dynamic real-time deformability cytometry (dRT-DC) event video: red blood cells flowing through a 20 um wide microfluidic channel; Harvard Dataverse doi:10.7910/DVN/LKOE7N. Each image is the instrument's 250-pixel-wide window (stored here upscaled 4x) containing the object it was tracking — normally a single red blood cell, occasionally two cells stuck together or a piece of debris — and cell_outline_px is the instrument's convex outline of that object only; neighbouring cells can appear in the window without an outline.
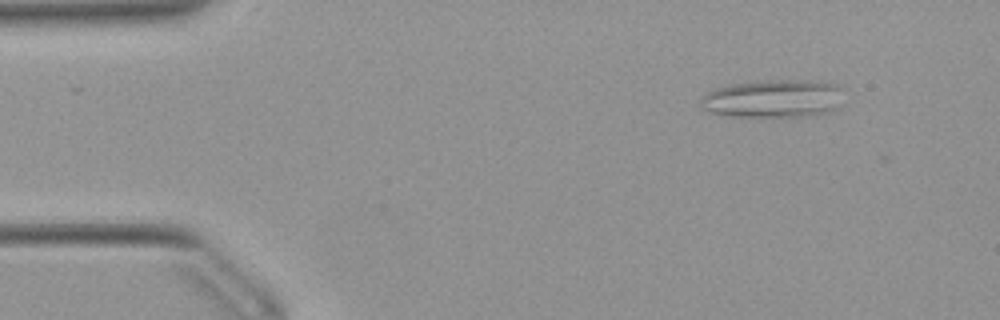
{"species": "Egyptian fruit bat (a non-hibernating species)", "species_latin": "Rousettus aegyptiacus", "temperature_condition": "warm", "stored_images_in_passage": 15, "camera_frame_rate_fps": 3000, "um_per_image_px": 0.085, "animal": {"sex": "female"}, "frame": {"image": 1, "passage_image": 6, "time_ms": 1.667, "image_size_px": [1000, 320], "cell_outline_px": [[844, 88], [840, 108], [816, 116], [728, 116], [708, 112], [700, 104], [700, 96], [704, 92], [712, 88], [728, 84], [768, 80], [808, 80], [840, 84]], "centroid_in_image_um": [65.75, 8.37], "position_along_channel_um": 19.2, "area_um2": 32.6}}